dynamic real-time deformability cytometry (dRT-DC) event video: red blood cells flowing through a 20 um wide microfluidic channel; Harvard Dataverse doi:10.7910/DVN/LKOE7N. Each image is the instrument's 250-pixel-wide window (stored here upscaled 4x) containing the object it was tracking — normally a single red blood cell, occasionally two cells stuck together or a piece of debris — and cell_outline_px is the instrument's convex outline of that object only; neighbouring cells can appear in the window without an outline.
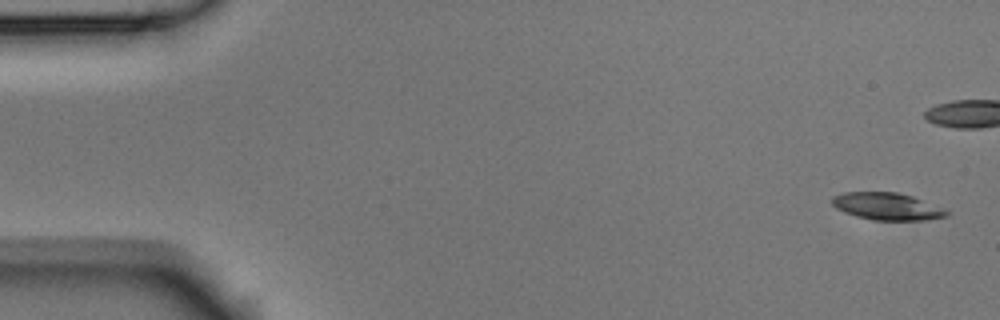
{"species": "Egyptian fruit bat (a non-hibernating species)", "species_latin": "Rousettus aegyptiacus", "temperature_condition": "room temperature", "stored_images_in_passage": 11, "camera_frame_rate_fps": 3000, "um_per_image_px": 0.085, "animal": {"sex": "male"}, "frame": {"image": 1, "passage_image": 1, "time_ms": 0.0, "image_size_px": [1000, 320], "cell_outline_px": [[948, 216], [924, 220], [872, 220], [856, 216], [844, 212], [836, 208], [832, 204], [832, 196], [844, 192], [896, 192], [912, 196], [948, 212]], "centroid_in_image_um": [75.32, 17.54], "position_along_channel_um": 9.7, "area_um2": 17.86}}
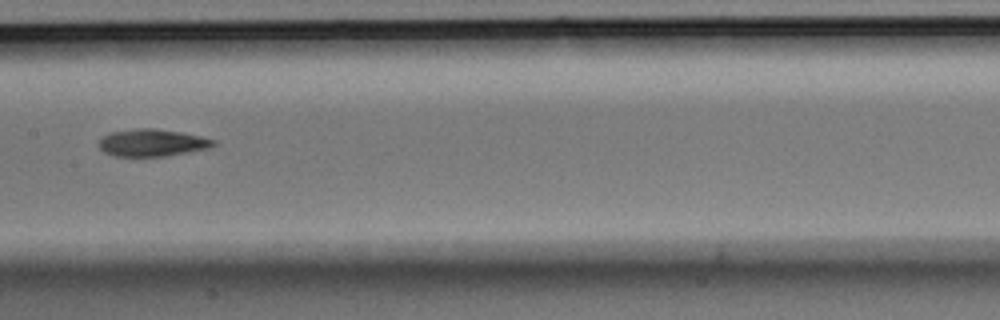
{"frame": {"image": 2, "passage_image": 8, "time_ms": 2.333, "image_size_px": [1000, 320], "cell_outline_px": [[216, 144], [212, 148], [164, 156], [112, 156], [104, 152], [100, 148], [100, 140], [108, 132], [136, 128], [156, 128], [180, 132], [200, 136], [216, 140]], "centroid_in_image_um": [12.95, 12.13], "position_along_channel_um": 194.5, "area_um2": 18.26}}
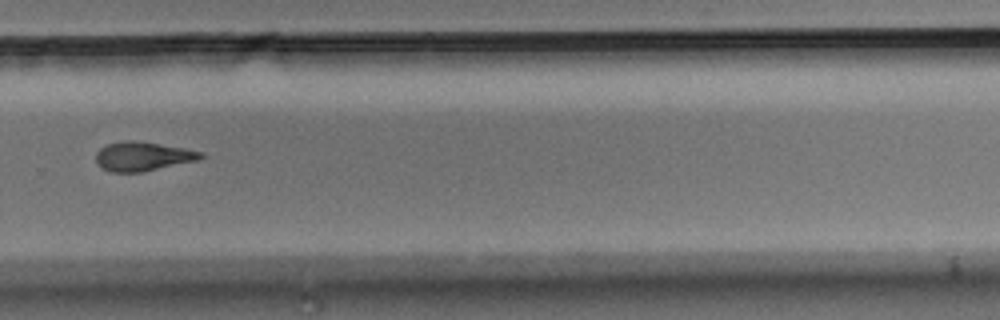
{"frame": {"image": 3, "passage_image": 11, "time_ms": 3.333, "image_size_px": [1000, 320], "cell_outline_px": [[204, 156], [200, 160], [140, 172], [112, 172], [104, 168], [96, 160], [96, 152], [100, 148], [108, 144], [128, 140], [132, 140], [160, 144], [184, 148], [200, 152]], "centroid_in_image_um": [12.15, 13.29], "position_along_channel_um": 317.7, "area_um2": 17.46}}